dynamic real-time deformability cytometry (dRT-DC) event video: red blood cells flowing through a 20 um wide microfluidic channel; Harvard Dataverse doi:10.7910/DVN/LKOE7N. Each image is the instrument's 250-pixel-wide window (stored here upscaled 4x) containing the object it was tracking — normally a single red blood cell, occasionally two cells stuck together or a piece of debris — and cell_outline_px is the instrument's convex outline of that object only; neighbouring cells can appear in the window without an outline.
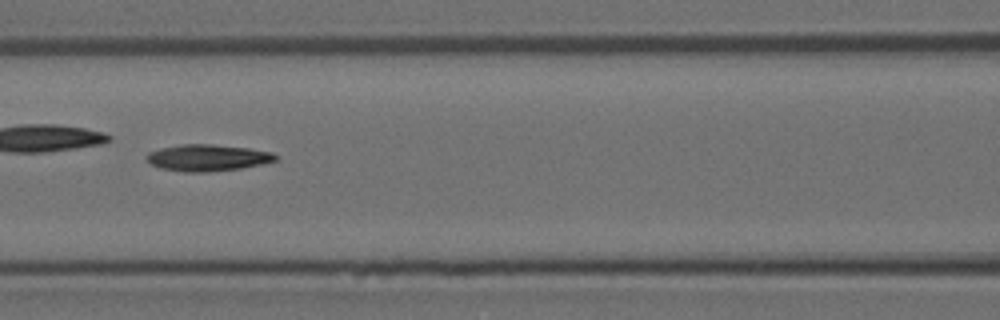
{"species": "Egyptian fruit bat (a non-hibernating species)", "species_latin": "Rousettus aegyptiacus", "temperature_condition": "room temperature", "stored_images_in_passage": 49, "camera_frame_rate_fps": 3000, "um_per_image_px": 0.085, "animal": {"sex": "female"}, "frame": {"image": 1, "passage_image": 22, "time_ms": 7.0, "image_size_px": [1000, 320], "cell_outline_px": [[276, 160], [260, 164], [240, 168], [208, 172], [184, 172], [160, 168], [152, 164], [144, 156], [148, 152], [160, 148], [184, 144], [212, 144], [248, 148], [272, 152], [276, 156]], "centroid_in_image_um": [17.6, 13.4], "position_along_channel_um": 149.0, "area_um2": 19.83}}